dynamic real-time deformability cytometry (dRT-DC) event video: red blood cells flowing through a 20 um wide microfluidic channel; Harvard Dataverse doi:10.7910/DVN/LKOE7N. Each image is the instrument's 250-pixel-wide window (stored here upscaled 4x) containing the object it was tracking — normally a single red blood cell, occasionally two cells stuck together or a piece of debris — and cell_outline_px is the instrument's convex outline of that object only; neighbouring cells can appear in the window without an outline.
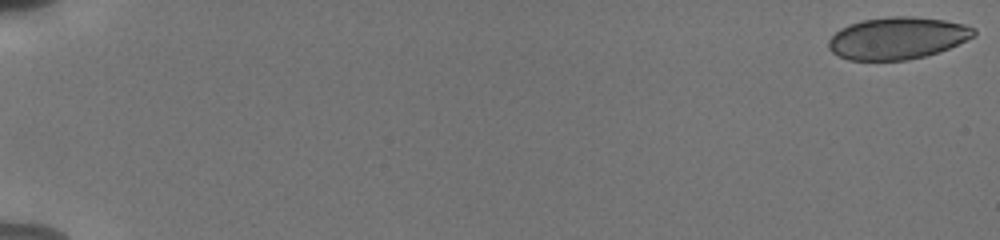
{"species": "human", "species_latin": "Homo sapiens", "temperature_condition": "cold", "stored_images_in_passage": 56, "camera_frame_rate_fps": 3000, "um_per_image_px": 0.085, "donor": {"sex": "male"}, "frame": {"image": 1, "passage_image": 1, "time_ms": 0.0, "image_size_px": [1000, 240], "cell_outline_px": [[976, 36], [948, 48], [924, 56], [908, 60], [848, 60], [832, 52], [828, 48], [828, 40], [840, 28], [848, 24], [864, 20], [892, 16], [912, 16], [944, 20], [964, 24], [976, 28]], "centroid_in_image_um": [76.28, 3.24], "position_along_channel_um": 8.7, "area_um2": 35.6}}
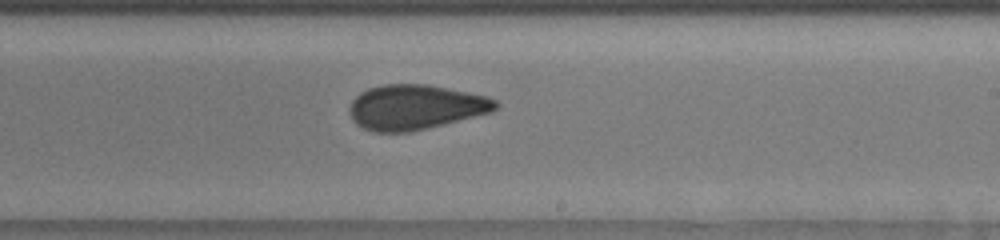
{"frame": {"image": 2, "passage_image": 36, "time_ms": 11.667, "image_size_px": [1000, 240], "cell_outline_px": [[500, 104], [492, 112], [428, 128], [408, 132], [372, 132], [356, 124], [352, 120], [348, 108], [352, 100], [360, 92], [368, 88], [384, 84], [428, 84], [488, 96], [496, 100]], "centroid_in_image_um": [35.3, 9.1], "position_along_channel_um": 253.7, "area_um2": 38.44}}
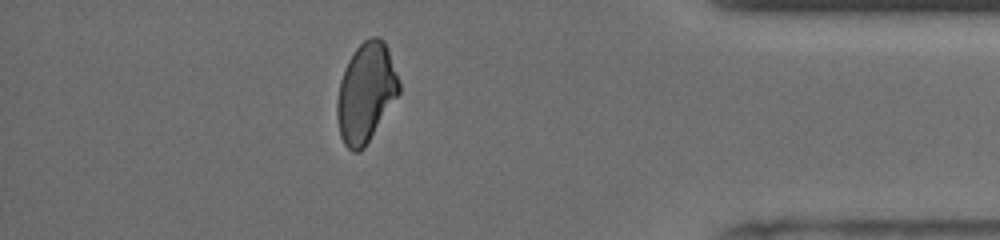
{"frame": {"image": 3, "passage_image": 50, "time_ms": 16.333, "image_size_px": [1000, 240], "cell_outline_px": [[400, 92], [364, 148], [360, 152], [352, 152], [344, 144], [340, 136], [336, 116], [336, 104], [340, 80], [344, 68], [348, 60], [356, 48], [364, 40], [372, 36], [380, 36], [384, 40], [388, 48], [400, 84]], "centroid_in_image_um": [31.08, 7.87], "position_along_channel_um": 404.1, "area_um2": 35.89}, "authors_computed_cell_mechanics": {"area_um2": 37.0787, "velocity_mm_per_s": 3.8126, "shape_relaxation_time_tau1_ms": null, "shape_relaxation_time_tau2_ms": 1.6948, "deformation_change_tau1": null, "deformation_change_tau2": 0.0692}}